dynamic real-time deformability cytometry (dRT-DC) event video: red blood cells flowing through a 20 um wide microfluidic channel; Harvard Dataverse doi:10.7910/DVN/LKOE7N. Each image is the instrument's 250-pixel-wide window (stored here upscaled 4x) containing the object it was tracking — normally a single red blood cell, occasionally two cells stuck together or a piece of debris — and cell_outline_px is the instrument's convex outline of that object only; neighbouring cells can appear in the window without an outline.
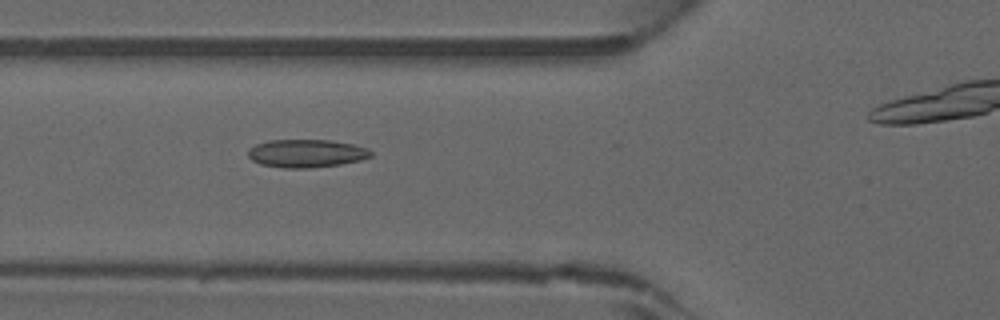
{"species": "common noctule bat (a hibernating species)", "species_latin": "Nyctalus noctula", "temperature_condition": "warm", "stored_images_in_passage": 32, "camera_frame_rate_fps": 3000, "um_per_image_px": 0.085, "animal": {"sex": "male", "forearm_length_mm": 52.5}, "frame": {"image": 1, "passage_image": 10, "time_ms": 3.0, "image_size_px": [1000, 320], "cell_outline_px": [[372, 156], [360, 160], [340, 164], [308, 168], [284, 168], [260, 164], [252, 160], [248, 156], [248, 152], [256, 144], [268, 140], [332, 140], [356, 144], [368, 148], [372, 152]], "centroid_in_image_um": [26.08, 13.03], "position_along_channel_um": 99.7, "area_um2": 20.11}}
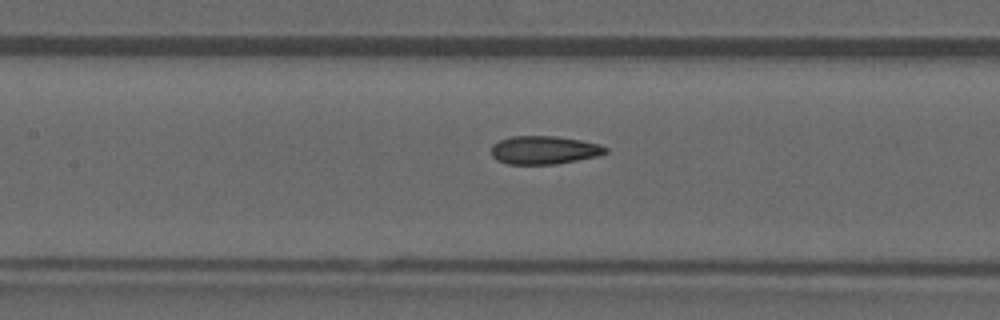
{"frame": {"image": 2, "passage_image": 14, "time_ms": 4.333, "image_size_px": [1000, 320], "cell_outline_px": [[608, 152], [600, 156], [556, 164], [508, 164], [496, 160], [492, 156], [492, 144], [500, 140], [512, 136], [556, 136], [580, 140], [600, 144], [608, 148]], "centroid_in_image_um": [46.28, 12.76], "position_along_channel_um": 161.1, "area_um2": 18.96}}